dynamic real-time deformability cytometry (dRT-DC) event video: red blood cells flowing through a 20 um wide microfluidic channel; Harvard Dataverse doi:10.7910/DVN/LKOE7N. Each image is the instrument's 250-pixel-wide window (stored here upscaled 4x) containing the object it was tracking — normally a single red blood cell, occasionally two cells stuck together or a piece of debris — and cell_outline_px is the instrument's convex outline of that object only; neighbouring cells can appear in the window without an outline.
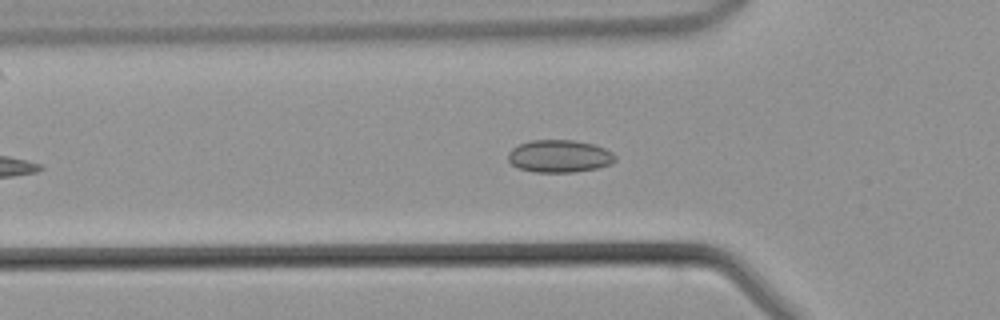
{"species": "common noctule bat (a hibernating species)", "species_latin": "Nyctalus noctula", "temperature_condition": "warm", "stored_images_in_passage": 37, "camera_frame_rate_fps": 3000, "um_per_image_px": 0.085, "animal": {"sex": "male", "body_mass_g": 21.5, "forearm_length_mm": 52.0}, "frame": {"image": 1, "passage_image": 9, "time_ms": 2.667, "image_size_px": [1000, 320], "cell_outline_px": [[616, 160], [612, 164], [596, 168], [572, 172], [536, 172], [516, 168], [508, 160], [508, 152], [512, 148], [520, 144], [532, 140], [572, 140], [592, 144], [604, 148], [612, 152], [616, 156]], "centroid_in_image_um": [47.54, 13.28], "position_along_channel_um": 78.3, "area_um2": 20.29}}
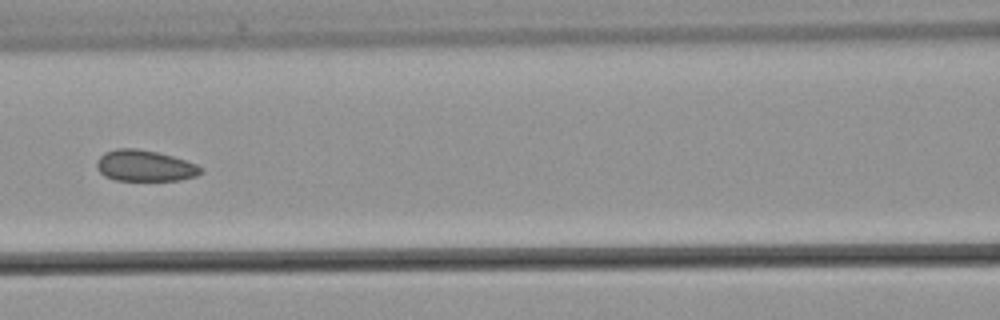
{"frame": {"image": 2, "passage_image": 14, "time_ms": 4.333, "image_size_px": [1000, 320], "cell_outline_px": [[204, 172], [196, 176], [180, 180], [116, 180], [104, 176], [96, 168], [96, 160], [104, 152], [116, 148], [136, 148], [156, 152], [172, 156], [196, 164], [204, 168]], "centroid_in_image_um": [12.3, 14.09], "position_along_channel_um": 154.3, "area_um2": 19.02}}
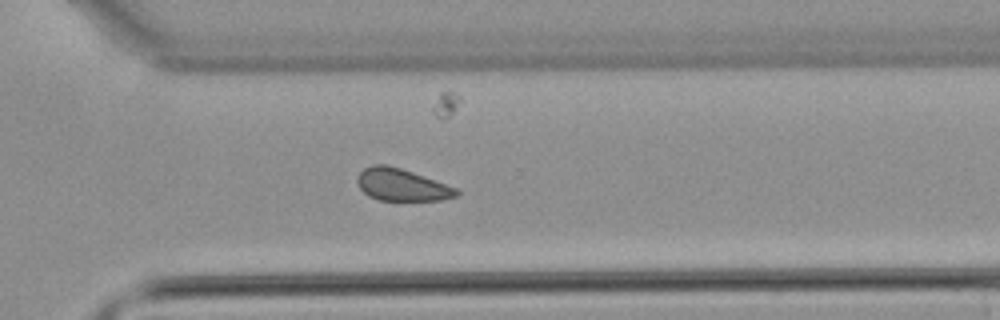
{"frame": {"image": 3, "passage_image": 26, "time_ms": 8.333, "image_size_px": [1000, 320], "cell_outline_px": [[460, 196], [440, 200], [380, 200], [368, 196], [360, 188], [356, 180], [356, 176], [364, 168], [372, 164], [388, 164], [412, 172], [456, 188], [460, 192]], "centroid_in_image_um": [34.12, 15.71], "position_along_channel_um": 336.5, "area_um2": 18.55}}